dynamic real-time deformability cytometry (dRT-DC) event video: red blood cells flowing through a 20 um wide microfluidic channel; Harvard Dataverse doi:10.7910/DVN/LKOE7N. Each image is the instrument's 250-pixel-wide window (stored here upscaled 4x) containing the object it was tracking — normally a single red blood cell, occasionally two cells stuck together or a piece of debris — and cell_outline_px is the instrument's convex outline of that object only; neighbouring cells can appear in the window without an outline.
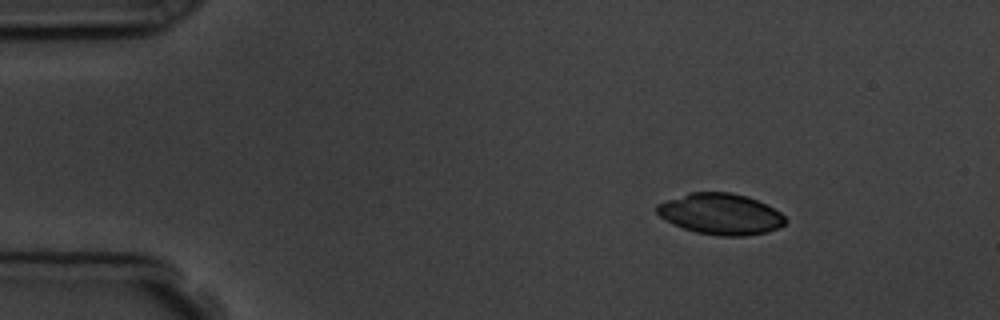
{"species": "common noctule bat (a hibernating species)", "species_latin": "Nyctalus noctula", "temperature_condition": "room temperature", "stored_images_in_passage": 5, "camera_frame_rate_fps": 3000, "um_per_image_px": 0.085, "animal": {"sex": "male", "body_mass_g": 19.5, "forearm_length_mm": 54.6}, "frame": {"image": 1, "passage_image": 1, "time_ms": 0.0, "image_size_px": [1000, 320], "cell_outline_px": [[788, 220], [784, 224], [768, 232], [744, 236], [720, 236], [696, 232], [672, 224], [664, 220], [656, 212], [656, 204], [688, 192], [732, 192], [748, 196], [780, 212]], "centroid_in_image_um": [61.22, 18.19], "position_along_channel_um": 23.8, "area_um2": 30.81}}